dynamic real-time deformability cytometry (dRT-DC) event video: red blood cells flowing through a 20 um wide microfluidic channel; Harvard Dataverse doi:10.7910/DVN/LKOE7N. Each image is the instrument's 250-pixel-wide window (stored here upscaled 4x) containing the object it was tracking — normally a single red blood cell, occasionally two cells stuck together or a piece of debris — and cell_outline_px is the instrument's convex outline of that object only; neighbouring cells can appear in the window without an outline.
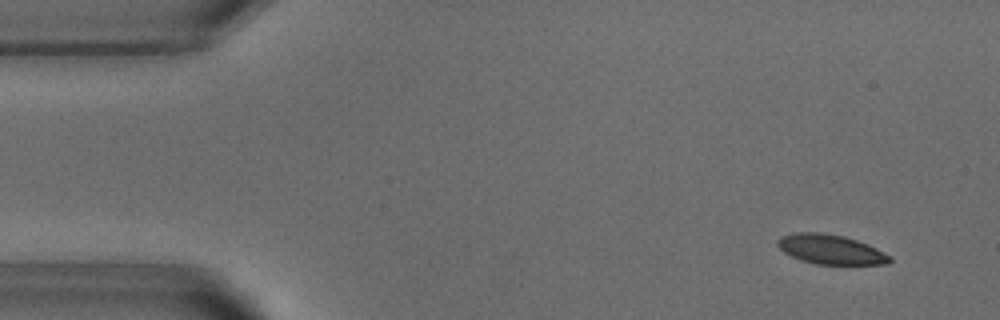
{"species": "common noctule bat (a hibernating species)", "species_latin": "Nyctalus noctula", "temperature_condition": "warm", "stored_images_in_passage": 52, "camera_frame_rate_fps": 3000, "um_per_image_px": 0.085, "animal": {"sex": "male", "body_mass_g": 18.8}, "frame": {"image": 1, "passage_image": 4, "time_ms": 1.0, "image_size_px": [1000, 320], "cell_outline_px": [[892, 260], [888, 264], [816, 264], [800, 260], [784, 252], [776, 244], [776, 240], [780, 236], [796, 232], [820, 232], [844, 236], [868, 244], [892, 256]], "centroid_in_image_um": [70.6, 21.19], "position_along_channel_um": 14.4, "area_um2": 19.42}}
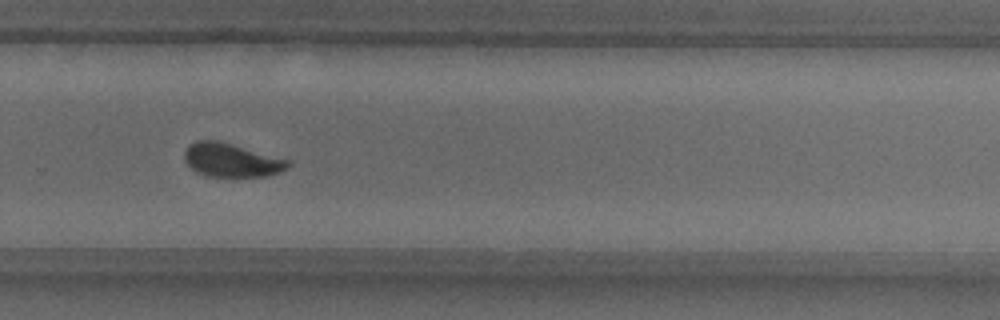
{"frame": {"image": 2, "passage_image": 35, "time_ms": 11.333, "image_size_px": [1000, 320], "cell_outline_px": [[292, 164], [288, 168], [280, 172], [264, 176], [204, 176], [196, 172], [184, 160], [184, 152], [188, 144], [196, 140], [216, 140], [292, 160]], "centroid_in_image_um": [19.68, 13.6], "position_along_channel_um": 310.1, "area_um2": 20.4}}
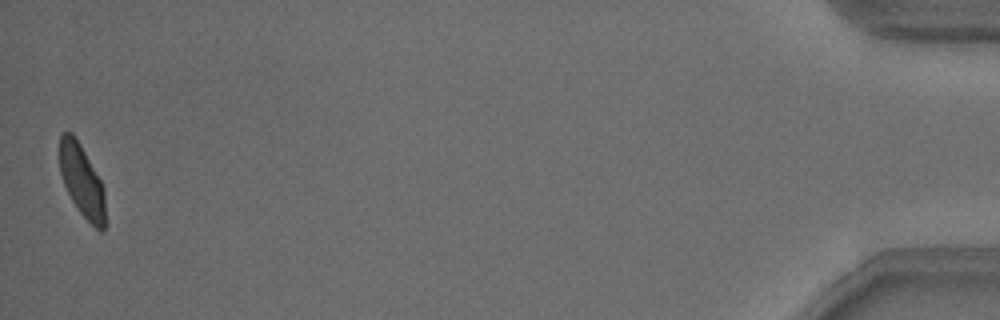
{"frame": {"image": 3, "passage_image": 52, "time_ms": 17.0, "image_size_px": [1000, 320], "cell_outline_px": [[104, 228], [100, 232], [76, 208], [64, 184], [60, 172], [60, 136], [64, 132], [72, 132], [80, 144], [100, 180], [104, 188]], "centroid_in_image_um": [6.95, 15.36], "position_along_channel_um": 428.3, "area_um2": 18.73}, "authors_computed_cell_mechanics": {"area_um2": 20.4034, "velocity_mm_per_s": 3.8004, "shape_relaxation_time_tau1_ms": 3.036, "shape_relaxation_time_tau2_ms": 0.9561, "deformation_change_tau1": 0.1225, "deformation_change_tau2": 0.0537}}